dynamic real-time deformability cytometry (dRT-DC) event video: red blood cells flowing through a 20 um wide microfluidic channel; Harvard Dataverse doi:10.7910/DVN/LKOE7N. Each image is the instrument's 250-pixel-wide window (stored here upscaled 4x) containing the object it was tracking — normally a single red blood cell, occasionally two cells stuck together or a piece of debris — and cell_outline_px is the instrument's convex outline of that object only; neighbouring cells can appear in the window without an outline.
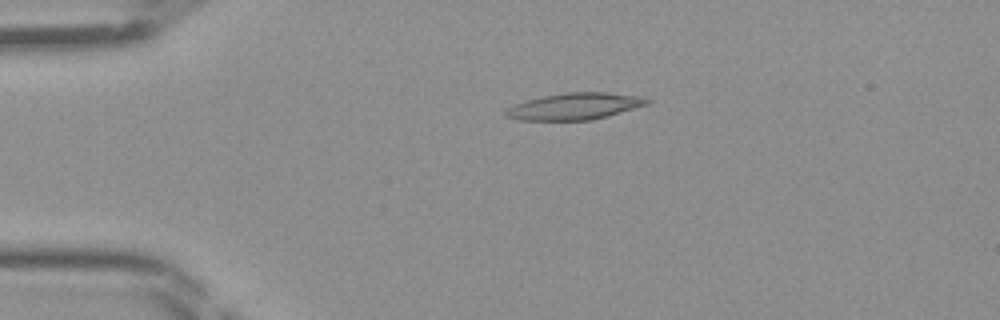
{"species": "Egyptian fruit bat (a non-hibernating species)", "species_latin": "Rousettus aegyptiacus", "temperature_condition": "room temperature", "stored_images_in_passage": 46, "camera_frame_rate_fps": 3000, "um_per_image_px": 0.085, "frame": {"image": 1, "passage_image": 10, "time_ms": 3.0, "image_size_px": [1000, 320], "cell_outline_px": [[652, 100], [648, 104], [608, 116], [592, 120], [516, 120], [504, 116], [504, 112], [512, 104], [524, 100], [544, 96], [568, 92], [608, 92], [636, 96]], "centroid_in_image_um": [48.79, 9.04], "position_along_channel_um": 36.2, "area_um2": 22.02}}
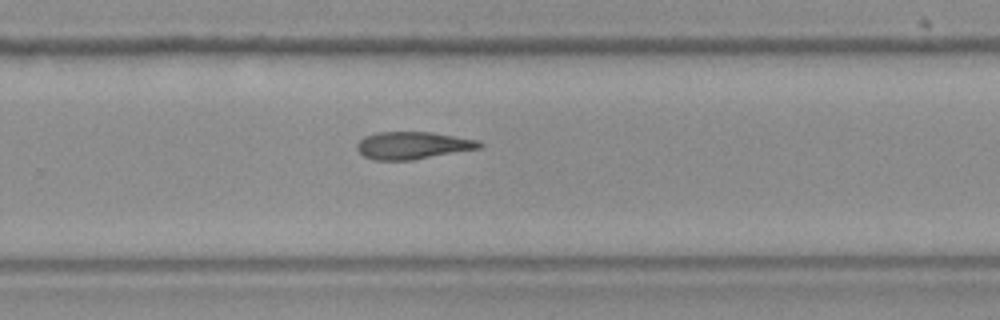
{"frame": {"image": 2, "passage_image": 30, "time_ms": 9.667, "image_size_px": [1000, 320], "cell_outline_px": [[484, 148], [412, 160], [372, 160], [364, 156], [356, 148], [356, 144], [364, 136], [376, 132], [432, 132], [480, 140], [484, 144]], "centroid_in_image_um": [35.13, 12.36], "position_along_channel_um": 294.7, "area_um2": 19.88}}
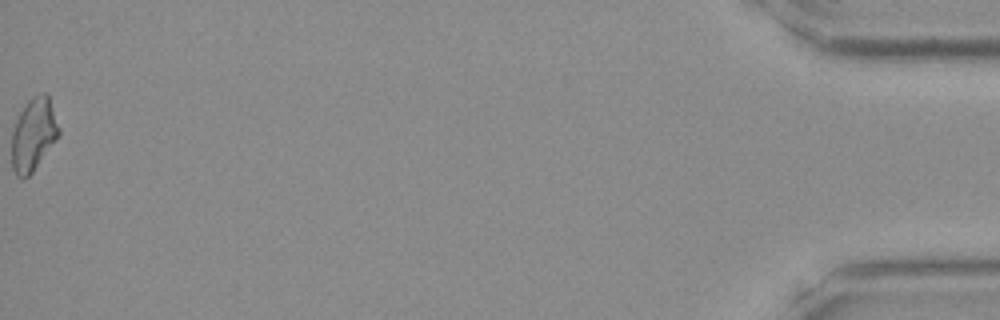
{"frame": {"image": 3, "passage_image": 46, "time_ms": 15.0, "image_size_px": [1000, 320], "cell_outline_px": [[60, 132], [56, 140], [32, 172], [28, 176], [16, 176], [12, 168], [12, 128], [24, 104], [32, 96], [44, 92], [48, 92], [60, 128]], "centroid_in_image_um": [2.85, 11.37], "position_along_channel_um": 432.3, "area_um2": 20.06}}